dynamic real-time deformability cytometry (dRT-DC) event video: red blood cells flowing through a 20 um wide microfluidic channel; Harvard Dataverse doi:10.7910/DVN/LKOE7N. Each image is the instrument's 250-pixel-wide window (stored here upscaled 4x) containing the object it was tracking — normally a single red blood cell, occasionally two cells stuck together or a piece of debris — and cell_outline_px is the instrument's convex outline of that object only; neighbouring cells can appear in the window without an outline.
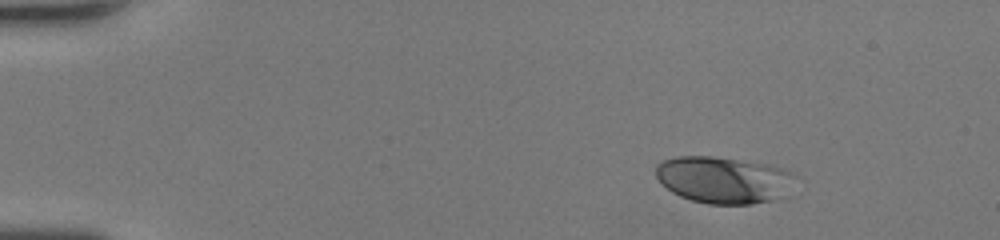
{"species": "human", "species_latin": "Homo sapiens", "temperature_condition": "room temperature", "stored_images_in_passage": 42, "camera_frame_rate_fps": 3000, "um_per_image_px": 0.085, "donor": {"sex": "female"}, "frame": {"image": 1, "passage_image": 1, "time_ms": 0.0, "image_size_px": [1000, 240], "cell_outline_px": [[792, 172], [788, 196], [752, 204], [708, 204], [692, 200], [680, 196], [672, 192], [656, 176], [656, 164], [664, 160], [676, 156], [712, 156], [764, 164], [780, 168]], "centroid_in_image_um": [61.47, 15.3], "position_along_channel_um": 23.5, "area_um2": 37.51}}
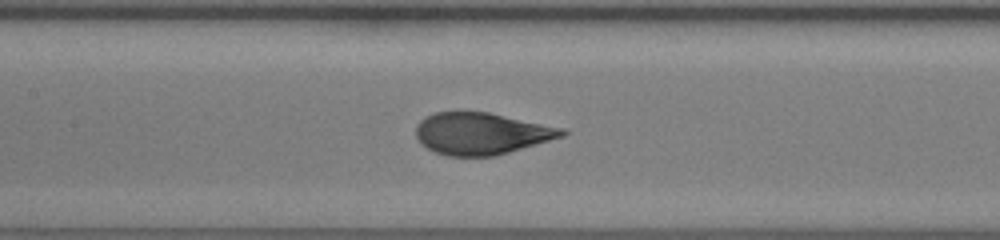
{"frame": {"image": 2, "passage_image": 18, "time_ms": 5.667, "image_size_px": [1000, 240], "cell_outline_px": [[568, 132], [564, 136], [496, 156], [448, 156], [436, 152], [428, 148], [416, 136], [416, 124], [424, 116], [436, 112], [460, 108], [488, 112], [564, 128]], "centroid_in_image_um": [40.89, 11.31], "position_along_channel_um": 166.5, "area_um2": 36.24}}
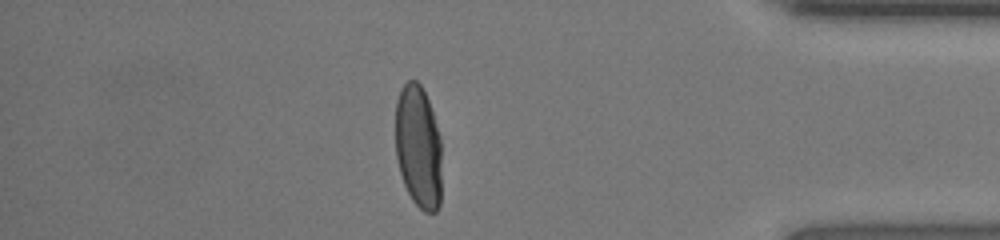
{"frame": {"image": 3, "passage_image": 36, "time_ms": 11.667, "image_size_px": [1000, 240], "cell_outline_px": [[440, 204], [436, 212], [424, 212], [412, 200], [404, 184], [400, 172], [396, 156], [396, 100], [400, 88], [408, 80], [416, 80], [420, 84], [428, 100], [440, 136]], "centroid_in_image_um": [35.54, 12.47], "position_along_channel_um": 399.7, "area_um2": 33.12}, "authors_computed_cell_mechanics": {"area_um2": 35.7782, "velocity_mm_per_s": 4.3619, "shape_relaxation_time_tau1_ms": 4.2788, "shape_relaxation_time_tau2_ms": null, "deformation_change_tau1": 0.2112, "deformation_change_tau2": null}}